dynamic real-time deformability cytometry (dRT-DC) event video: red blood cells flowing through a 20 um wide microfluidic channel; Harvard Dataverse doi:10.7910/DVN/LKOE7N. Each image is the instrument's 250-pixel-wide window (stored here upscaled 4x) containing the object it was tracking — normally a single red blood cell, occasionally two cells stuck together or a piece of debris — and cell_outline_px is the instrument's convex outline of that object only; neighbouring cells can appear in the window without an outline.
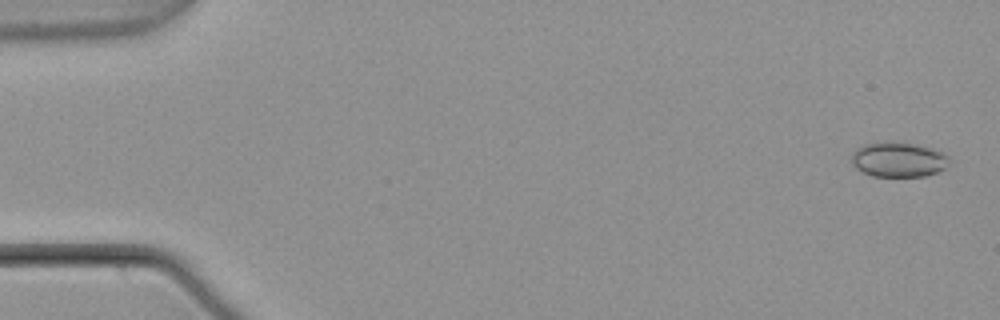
{"species": "common noctule bat (a hibernating species)", "species_latin": "Nyctalus noctula", "temperature_condition": "warm", "stored_images_in_passage": 5, "camera_frame_rate_fps": 3000, "um_per_image_px": 0.085, "animal": {"sex": "male", "body_mass_g": 21.5, "forearm_length_mm": 52.0}, "frame": {"image": 1, "passage_image": 1, "time_ms": 0.0, "image_size_px": [1000, 320], "cell_outline_px": [[952, 160], [944, 168], [936, 172], [924, 176], [872, 176], [856, 168], [852, 164], [852, 152], [856, 148], [864, 144], [892, 140], [904, 140], [932, 148], [944, 152]], "centroid_in_image_um": [76.38, 13.52], "position_along_channel_um": 8.6, "area_um2": 20.4}}
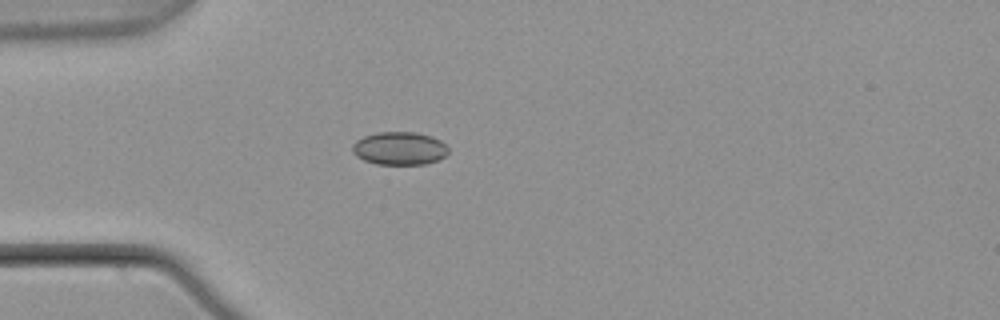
{"frame": {"image": 2, "passage_image": 4, "time_ms": 1.0, "image_size_px": [1000, 320], "cell_outline_px": [[448, 152], [444, 156], [436, 160], [424, 164], [376, 164], [364, 160], [356, 156], [352, 152], [352, 144], [356, 140], [364, 136], [376, 132], [416, 132], [432, 136], [440, 140], [448, 148]], "centroid_in_image_um": [33.92, 12.6], "position_along_channel_um": 51.1, "area_um2": 18.5}}